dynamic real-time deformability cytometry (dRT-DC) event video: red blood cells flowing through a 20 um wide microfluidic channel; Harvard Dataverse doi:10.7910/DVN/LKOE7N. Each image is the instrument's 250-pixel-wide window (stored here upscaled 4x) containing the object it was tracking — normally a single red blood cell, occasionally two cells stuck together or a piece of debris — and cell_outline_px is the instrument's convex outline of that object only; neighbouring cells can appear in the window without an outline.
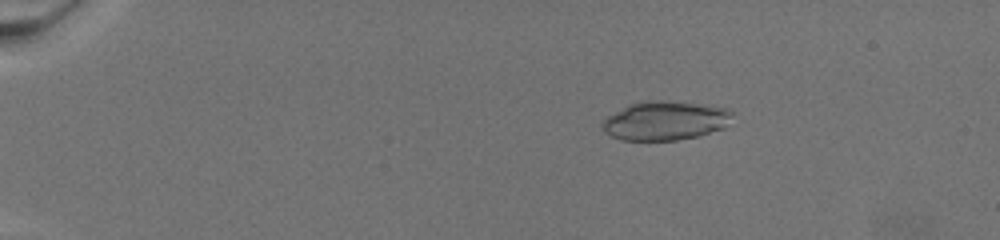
{"species": "common noctule bat (a hibernating species)", "species_latin": "Nyctalus noctula", "temperature_condition": "warm", "stored_images_in_passage": 73, "camera_frame_rate_fps": 3000, "um_per_image_px": 0.085, "animal": {"sex": "female", "body_mass_g": 19.5, "forearm_length_mm": 54.1}, "frame": {"image": 1, "passage_image": 15, "time_ms": 4.667, "image_size_px": [1000, 240], "cell_outline_px": [[732, 112], [724, 128], [700, 136], [676, 140], [620, 140], [604, 132], [600, 124], [608, 116], [628, 104], [644, 100], [648, 100], [692, 104], [724, 108]], "centroid_in_image_um": [56.46, 10.28], "position_along_channel_um": 28.5, "area_um2": 29.02}}
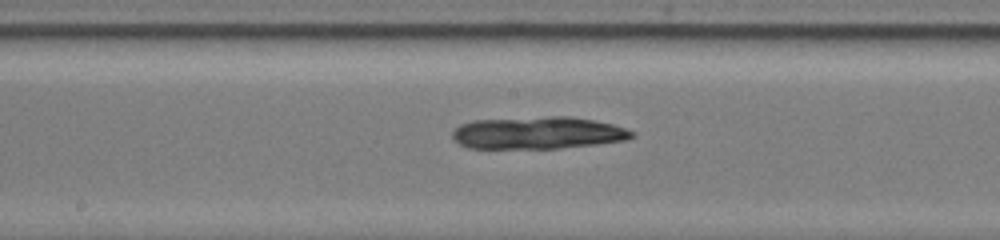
{"frame": {"image": 2, "passage_image": 43, "time_ms": 14.0, "image_size_px": [1000, 240], "cell_outline_px": [[636, 136], [624, 140], [596, 144], [560, 148], [468, 148], [460, 144], [452, 136], [452, 132], [460, 124], [476, 120], [548, 116], [572, 116], [612, 124], [636, 132]], "centroid_in_image_um": [45.74, 11.29], "position_along_channel_um": 202.5, "area_um2": 33.7}}
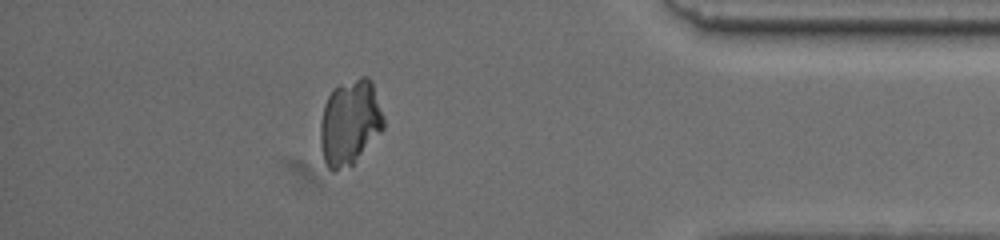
{"frame": {"image": 3, "passage_image": 66, "time_ms": 21.667, "image_size_px": [1000, 240], "cell_outline_px": [[384, 128], [352, 164], [332, 172], [328, 168], [324, 160], [320, 144], [320, 124], [324, 104], [332, 88], [340, 84], [360, 76], [368, 76], [372, 84], [384, 116]], "centroid_in_image_um": [29.72, 10.39], "position_along_channel_um": 405.5, "area_um2": 31.33}}